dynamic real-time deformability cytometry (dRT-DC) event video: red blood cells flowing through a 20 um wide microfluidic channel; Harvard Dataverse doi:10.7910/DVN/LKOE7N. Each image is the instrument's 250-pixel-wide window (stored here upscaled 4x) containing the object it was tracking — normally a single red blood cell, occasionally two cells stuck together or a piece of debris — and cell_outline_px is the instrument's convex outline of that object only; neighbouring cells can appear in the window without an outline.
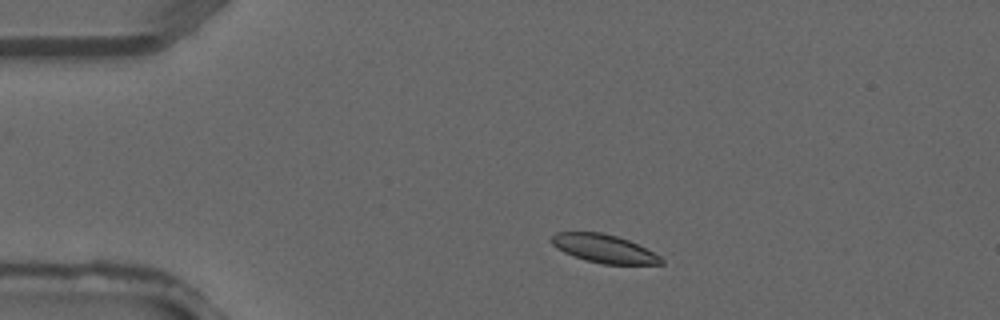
{"species": "common noctule bat (a hibernating species)", "species_latin": "Nyctalus noctula", "temperature_condition": "warm", "stored_images_in_passage": 3, "camera_frame_rate_fps": 3000, "um_per_image_px": 0.085, "animal": {"sex": "male", "forearm_length_mm": 52.5}, "frame": {"image": 1, "passage_image": 1, "time_ms": 0.0, "image_size_px": [1000, 320], "cell_outline_px": [[664, 264], [604, 264], [584, 260], [564, 252], [556, 248], [548, 240], [556, 232], [600, 232], [616, 236], [628, 240], [660, 256], [664, 260]], "centroid_in_image_um": [51.29, 21.13], "position_along_channel_um": 33.7, "area_um2": 17.98}}
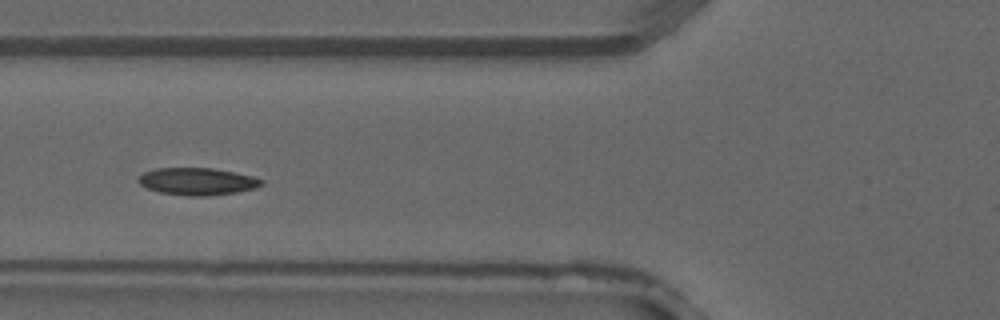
{"frame": {"image": 2, "passage_image": 3, "time_ms": 0.667, "image_size_px": [1000, 320], "cell_outline_px": [[264, 184], [256, 188], [236, 192], [208, 196], [188, 196], [160, 192], [148, 188], [140, 184], [136, 180], [136, 176], [144, 172], [156, 168], [212, 168], [252, 176], [264, 180]], "centroid_in_image_um": [16.75, 15.42], "position_along_channel_um": 109.0, "area_um2": 19.59}}